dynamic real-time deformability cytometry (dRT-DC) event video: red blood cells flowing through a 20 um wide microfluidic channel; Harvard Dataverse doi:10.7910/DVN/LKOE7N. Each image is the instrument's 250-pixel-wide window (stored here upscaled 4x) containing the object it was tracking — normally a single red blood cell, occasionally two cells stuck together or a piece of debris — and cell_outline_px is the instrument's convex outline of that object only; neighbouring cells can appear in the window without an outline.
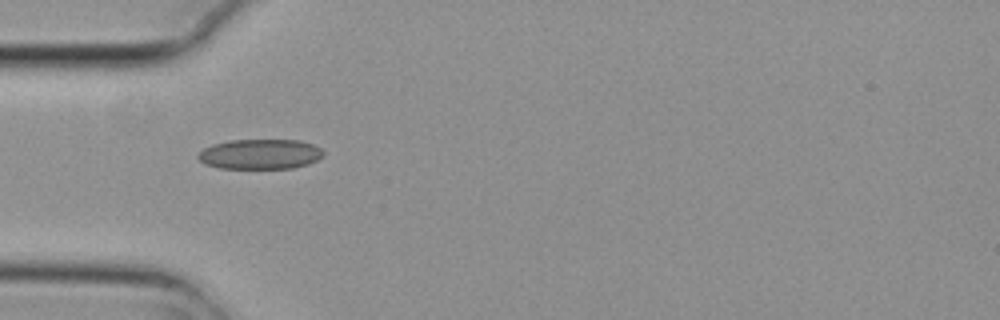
{"species": "common noctule bat (a hibernating species)", "species_latin": "Nyctalus noctula", "temperature_condition": "cold", "stored_images_in_passage": 5, "camera_frame_rate_fps": 3000, "um_per_image_px": 0.085, "animal": {"sex": "female", "body_mass_g": 29.2, "forearm_length_mm": 56.3}, "frame": {"image": 1, "passage_image": 4, "time_ms": 1.0, "image_size_px": [1000, 320], "cell_outline_px": [[324, 152], [316, 160], [308, 164], [292, 168], [220, 168], [204, 164], [196, 156], [204, 148], [212, 144], [232, 140], [300, 140], [312, 144], [320, 148]], "centroid_in_image_um": [22.08, 13.1], "position_along_channel_um": 62.9, "area_um2": 21.79}}
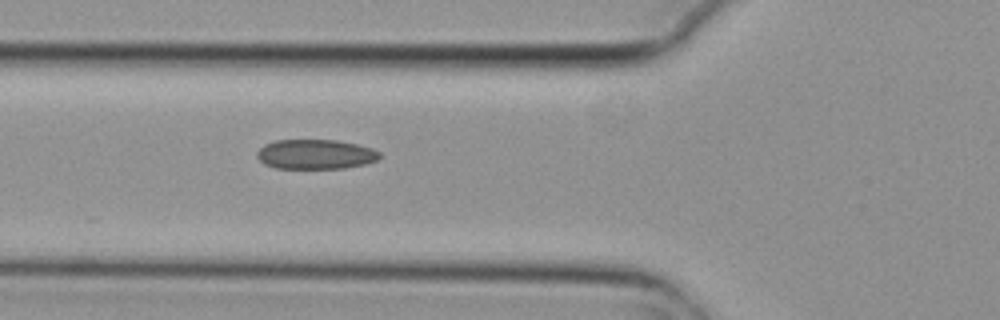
{"frame": {"image": 2, "passage_image": 5, "time_ms": 1.333, "image_size_px": [1000, 320], "cell_outline_px": [[380, 156], [376, 160], [364, 164], [344, 168], [276, 168], [264, 164], [256, 156], [256, 152], [264, 144], [276, 140], [336, 140], [356, 144], [372, 148], [380, 152]], "centroid_in_image_um": [26.79, 13.11], "position_along_channel_um": 99.0, "area_um2": 21.15}}